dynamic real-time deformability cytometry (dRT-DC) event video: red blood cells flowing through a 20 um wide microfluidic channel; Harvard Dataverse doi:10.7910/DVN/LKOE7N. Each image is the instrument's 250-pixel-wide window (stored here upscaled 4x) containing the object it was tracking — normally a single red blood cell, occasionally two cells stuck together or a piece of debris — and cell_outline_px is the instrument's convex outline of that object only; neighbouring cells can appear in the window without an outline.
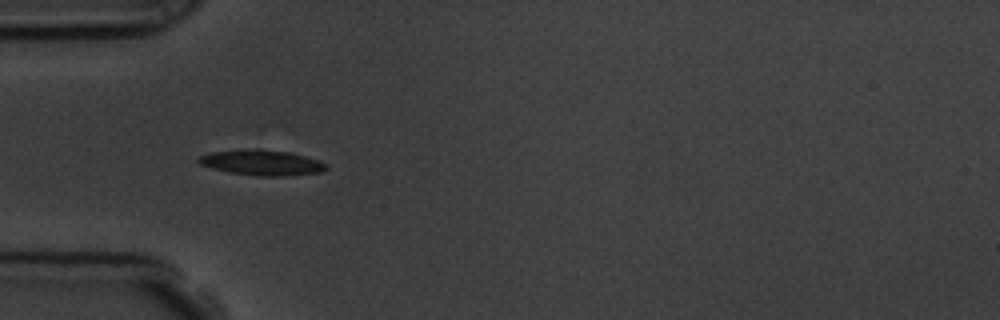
{"species": "common noctule bat (a hibernating species)", "species_latin": "Nyctalus noctula", "temperature_condition": "room temperature", "stored_images_in_passage": 5, "camera_frame_rate_fps": 3000, "um_per_image_px": 0.085, "animal": {"sex": "male", "body_mass_g": 19.5, "forearm_length_mm": 54.6}, "frame": {"image": 1, "passage_image": 4, "time_ms": 4.333, "image_size_px": [1000, 320], "cell_outline_px": [[328, 168], [320, 172], [284, 176], [256, 176], [228, 172], [212, 168], [200, 164], [196, 160], [200, 156], [212, 152], [244, 148], [260, 148], [292, 152], [320, 160], [328, 164]], "centroid_in_image_um": [22.27, 13.8], "position_along_channel_um": 62.7, "area_um2": 19.31}}